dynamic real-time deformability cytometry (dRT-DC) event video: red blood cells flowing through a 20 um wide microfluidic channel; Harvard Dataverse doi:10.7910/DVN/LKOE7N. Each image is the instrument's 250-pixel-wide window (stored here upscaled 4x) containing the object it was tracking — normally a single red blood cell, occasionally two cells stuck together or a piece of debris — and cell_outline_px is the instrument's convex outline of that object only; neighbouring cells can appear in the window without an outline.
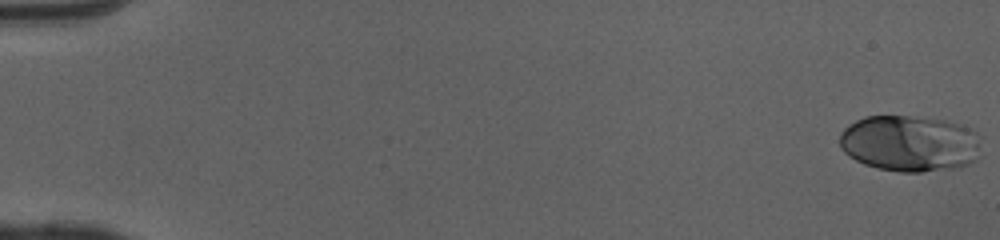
{"species": "human", "species_latin": "Homo sapiens", "temperature_condition": "cold", "stored_images_in_passage": 51, "camera_frame_rate_fps": 3000, "um_per_image_px": 0.085, "donor": {"sex": "female"}, "frame": {"image": 1, "passage_image": 1, "time_ms": 0.0, "image_size_px": [1000, 240], "cell_outline_px": [[980, 136], [976, 160], [960, 168], [920, 172], [900, 172], [880, 168], [864, 164], [848, 156], [840, 148], [840, 132], [848, 124], [864, 116], [908, 116], [944, 120], [968, 128], [976, 132]], "centroid_in_image_um": [77.3, 12.2], "position_along_channel_um": 7.7, "area_um2": 46.53}}
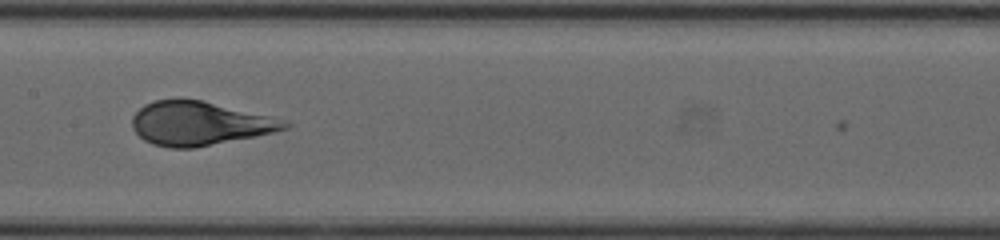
{"frame": {"image": 2, "passage_image": 27, "time_ms": 8.667, "image_size_px": [1000, 240], "cell_outline_px": [[292, 124], [288, 128], [256, 136], [196, 148], [168, 148], [152, 144], [144, 140], [132, 128], [132, 116], [144, 104], [156, 100], [176, 96], [180, 96], [200, 100], [272, 116], [288, 120]], "centroid_in_image_um": [16.94, 10.47], "position_along_channel_um": 190.5, "area_um2": 39.54}}
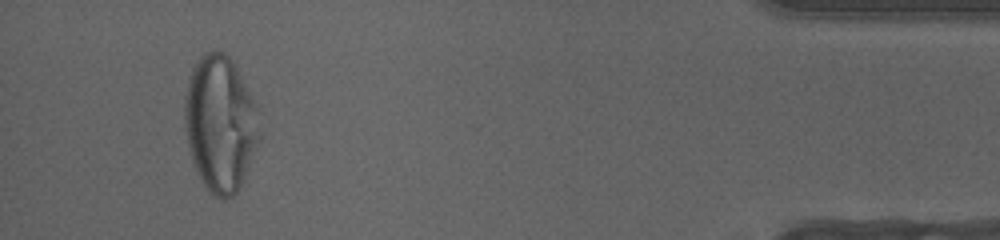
{"frame": {"image": 3, "passage_image": 48, "time_ms": 15.667, "image_size_px": [1000, 240], "cell_outline_px": [[260, 140], [244, 180], [236, 192], [232, 196], [224, 200], [216, 196], [200, 180], [192, 160], [184, 128], [184, 96], [188, 80], [192, 68], [204, 52], [224, 52], [232, 60], [256, 104], [260, 136]], "centroid_in_image_um": [18.71, 10.52], "position_along_channel_um": 416.5, "area_um2": 59.3}, "authors_computed_cell_mechanics": {"area_um2": 43.1188, "velocity_mm_per_s": 4.0851, "shape_relaxation_time_tau1_ms": 4.0546, "shape_relaxation_time_tau2_ms": null, "deformation_change_tau1": 0.1769, "deformation_change_tau2": null}}